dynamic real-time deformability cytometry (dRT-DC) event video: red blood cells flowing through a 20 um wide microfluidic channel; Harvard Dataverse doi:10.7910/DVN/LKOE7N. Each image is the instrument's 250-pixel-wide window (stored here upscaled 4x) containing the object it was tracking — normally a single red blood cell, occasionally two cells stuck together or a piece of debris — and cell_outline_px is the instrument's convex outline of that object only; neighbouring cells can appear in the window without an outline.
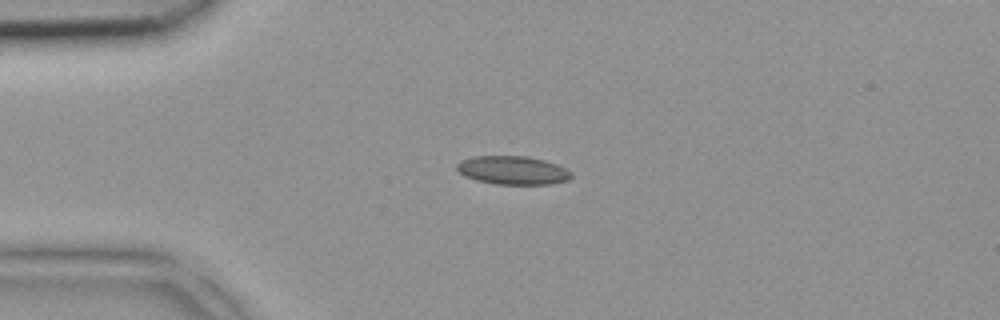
{"species": "common noctule bat (a hibernating species)", "species_latin": "Nyctalus noctula", "temperature_condition": "room temperature", "stored_images_in_passage": 4, "camera_frame_rate_fps": 3000, "um_per_image_px": 0.085, "animal": {"sex": "female", "body_mass_g": 18.4}, "frame": {"image": 1, "passage_image": 4, "time_ms": 1.0, "image_size_px": [1000, 320], "cell_outline_px": [[572, 176], [568, 180], [552, 184], [496, 184], [476, 180], [464, 176], [456, 168], [456, 164], [460, 160], [472, 156], [528, 156], [544, 160], [556, 164], [572, 172]], "centroid_in_image_um": [43.57, 14.47], "position_along_channel_um": 41.4, "area_um2": 19.07}}